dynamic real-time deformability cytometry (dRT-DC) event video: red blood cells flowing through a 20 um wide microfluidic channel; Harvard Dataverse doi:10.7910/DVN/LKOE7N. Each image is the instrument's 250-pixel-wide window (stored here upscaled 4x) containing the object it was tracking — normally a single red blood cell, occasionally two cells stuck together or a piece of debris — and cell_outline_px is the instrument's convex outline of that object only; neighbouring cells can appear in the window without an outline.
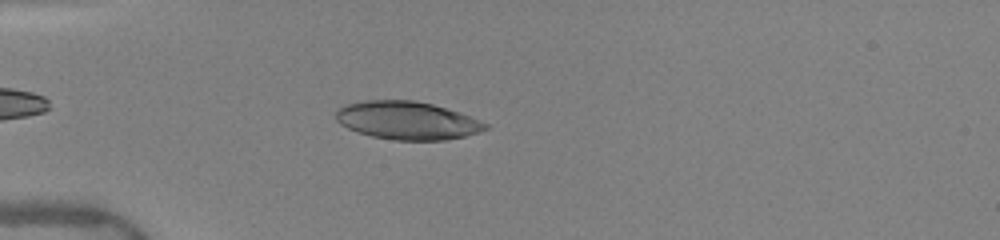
{"species": "human", "species_latin": "Homo sapiens", "temperature_condition": "warm", "stored_images_in_passage": 44, "camera_frame_rate_fps": 3000, "um_per_image_px": 0.085, "donor": {"sex": "female"}, "frame": {"image": 1, "passage_image": 9, "time_ms": 2.667, "image_size_px": [1000, 240], "cell_outline_px": [[488, 128], [480, 132], [464, 136], [444, 140], [396, 140], [372, 136], [348, 128], [340, 124], [336, 120], [336, 112], [344, 104], [364, 100], [412, 100], [432, 104], [468, 116], [488, 124]], "centroid_in_image_um": [34.58, 10.24], "position_along_channel_um": 50.4, "area_um2": 32.77}}
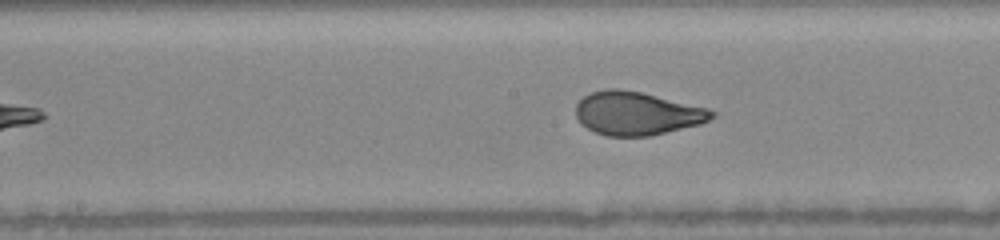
{"frame": {"image": 2, "passage_image": 21, "time_ms": 6.667, "image_size_px": [1000, 240], "cell_outline_px": [[716, 116], [700, 124], [648, 136], [608, 136], [596, 132], [588, 128], [576, 116], [576, 104], [584, 96], [592, 92], [604, 88], [616, 88], [640, 92], [708, 108], [716, 112]], "centroid_in_image_um": [54.14, 9.63], "position_along_channel_um": 194.1, "area_um2": 33.99}}
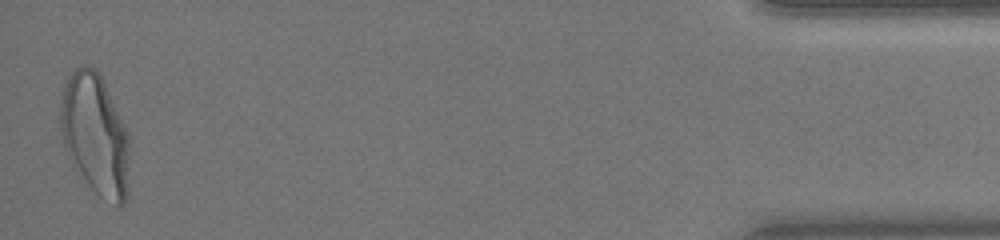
{"frame": {"image": 3, "passage_image": 44, "time_ms": 14.333, "image_size_px": [1000, 240], "cell_outline_px": [[128, 196], [124, 204], [120, 208], [116, 208], [100, 196], [88, 184], [72, 164], [64, 148], [60, 128], [60, 112], [64, 84], [72, 72], [80, 64], [88, 64], [96, 68], [100, 72], [104, 80], [128, 132]], "centroid_in_image_um": [8.1, 11.43], "position_along_channel_um": 427.1, "area_um2": 49.3}, "authors_computed_cell_mechanics": {"area_um2": 34.5066, "velocity_mm_per_s": 4.0349, "shape_relaxation_time_tau1_ms": 4.1131, "shape_relaxation_time_tau2_ms": null, "deformation_change_tau1": 0.1939, "deformation_change_tau2": null}}